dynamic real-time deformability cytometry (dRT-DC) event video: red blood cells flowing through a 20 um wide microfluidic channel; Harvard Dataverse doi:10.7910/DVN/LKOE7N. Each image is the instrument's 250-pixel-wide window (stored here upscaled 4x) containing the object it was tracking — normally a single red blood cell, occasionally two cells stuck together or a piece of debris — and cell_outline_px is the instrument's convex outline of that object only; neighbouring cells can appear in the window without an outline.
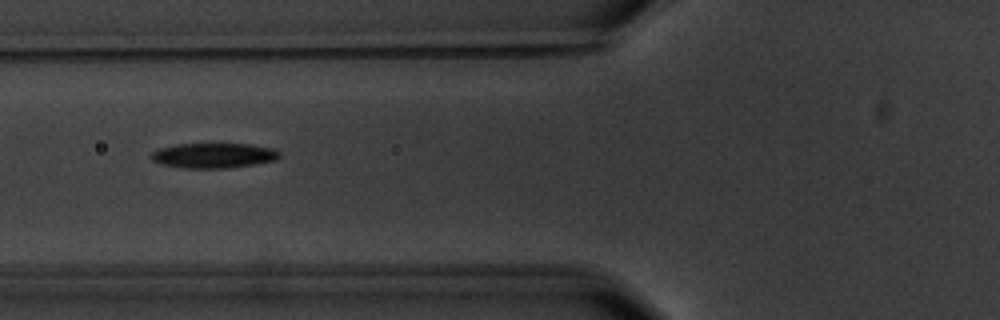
{"species": "common noctule bat (a hibernating species)", "species_latin": "Nyctalus noctula", "temperature_condition": "warm", "stored_images_in_passage": 3, "camera_frame_rate_fps": 3000, "um_per_image_px": 0.085, "animal": {"sex": "male", "body_mass_g": 20.1, "forearm_length_mm": 53.5}, "frame": {"image": 1, "passage_image": 3, "time_ms": 2.333, "image_size_px": [1000, 320], "cell_outline_px": [[280, 156], [276, 160], [228, 168], [184, 168], [160, 164], [152, 160], [148, 156], [152, 152], [160, 148], [176, 144], [252, 144], [272, 148], [280, 152]], "centroid_in_image_um": [18.13, 13.21], "position_along_channel_um": 107.7, "area_um2": 18.73}}